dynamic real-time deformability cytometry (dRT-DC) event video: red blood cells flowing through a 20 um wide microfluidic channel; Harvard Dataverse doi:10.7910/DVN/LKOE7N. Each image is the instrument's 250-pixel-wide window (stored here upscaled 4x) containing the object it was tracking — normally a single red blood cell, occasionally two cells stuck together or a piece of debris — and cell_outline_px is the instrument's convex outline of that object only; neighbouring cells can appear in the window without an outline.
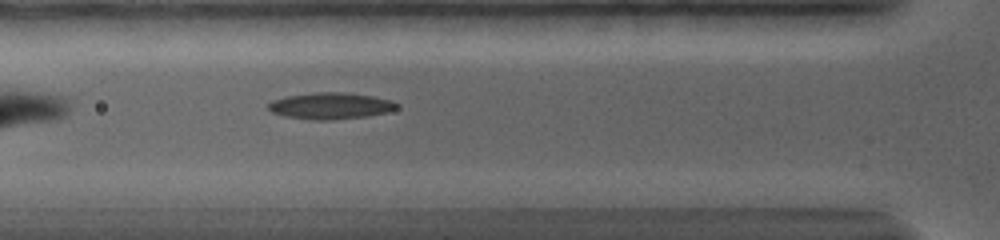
{"species": "common noctule bat (a hibernating species)", "species_latin": "Nyctalus noctula", "temperature_condition": "warm", "stored_images_in_passage": 32, "camera_frame_rate_fps": 5000, "um_per_image_px": 0.085, "animal": {"sex": "female", "body_mass_g": 19.0, "forearm_length_mm": 56.7}, "frame": {"image": 1, "passage_image": 6, "time_ms": 2.4, "image_size_px": [1000, 240], "cell_outline_px": [[396, 108], [388, 112], [368, 116], [332, 120], [308, 120], [284, 116], [272, 112], [268, 108], [268, 104], [276, 100], [288, 96], [320, 92], [340, 92], [372, 96], [388, 100], [396, 104]], "centroid_in_image_um": [28.07, 9.02], "position_along_channel_um": 97.7, "area_um2": 19.48}}
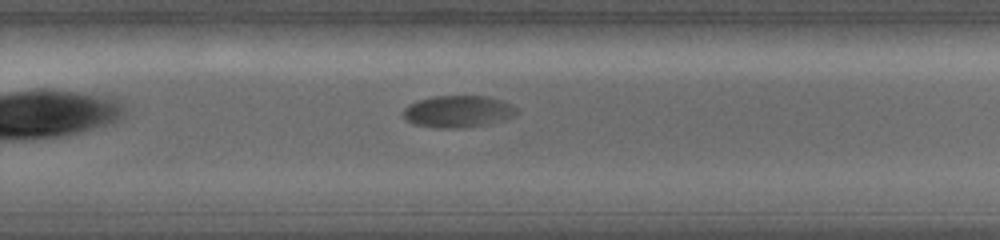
{"frame": {"image": 2, "passage_image": 15, "time_ms": 8.0, "image_size_px": [1000, 240], "cell_outline_px": [[520, 112], [504, 120], [492, 124], [460, 128], [440, 128], [416, 124], [404, 120], [404, 108], [408, 104], [420, 100], [436, 96], [488, 96], [500, 100], [516, 108]], "centroid_in_image_um": [38.95, 9.49], "position_along_channel_um": 290.9, "area_um2": 21.04}}
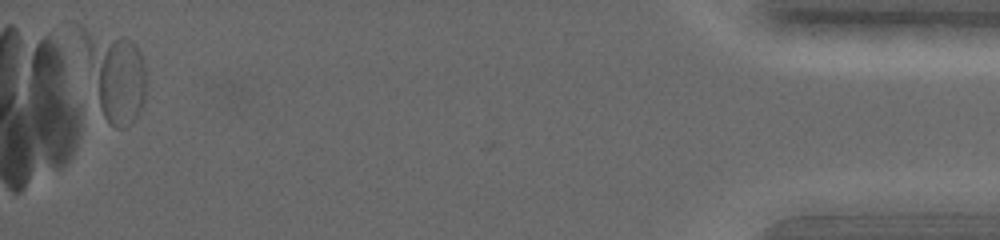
{"frame": {"image": 3, "passage_image": 32, "time_ms": 15.4, "image_size_px": [1000, 240], "cell_outline_px": [[144, 104], [140, 112], [132, 124], [124, 128], [116, 128], [108, 124], [96, 104], [72, 20], [124, 36], [132, 40], [136, 44], [140, 52], [144, 68]], "centroid_in_image_um": [9.6, 6.24], "position_along_channel_um": 425.6, "area_um2": 35.49}, "authors_computed_cell_mechanics": {"area_um2": 21.8484, "velocity_mm_per_s": 3.4591, "shape_relaxation_time_tau1_ms": 6.576, "shape_relaxation_time_tau2_ms": null, "deformation_change_tau1": 0.171, "deformation_change_tau2": null}}